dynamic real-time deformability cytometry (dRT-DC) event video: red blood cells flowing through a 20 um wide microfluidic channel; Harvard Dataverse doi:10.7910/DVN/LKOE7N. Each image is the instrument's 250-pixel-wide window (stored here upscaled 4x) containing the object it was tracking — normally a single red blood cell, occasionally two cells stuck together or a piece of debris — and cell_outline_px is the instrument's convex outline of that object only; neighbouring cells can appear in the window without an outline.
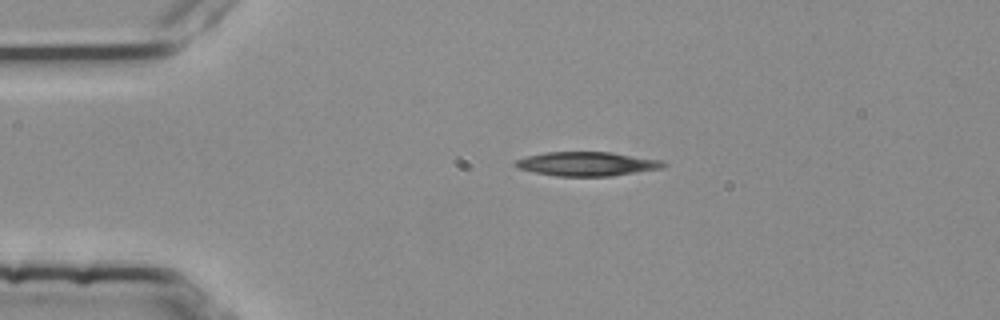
{"species": "common noctule bat (a hibernating species)", "species_latin": "Nyctalus noctula", "temperature_condition": "room temperature", "stored_images_in_passage": 1, "camera_frame_rate_fps": 3000, "um_per_image_px": 0.085, "animal": {"sex": "female", "body_mass_g": 25.1}, "frame": {"image": 1, "passage_image": 1, "time_ms": 0.0, "image_size_px": [1000, 320], "cell_outline_px": [[668, 164], [664, 168], [612, 176], [556, 176], [516, 168], [512, 164], [516, 160], [524, 156], [544, 152], [612, 152], [664, 160]], "centroid_in_image_um": [49.91, 13.92], "position_along_channel_um": 35.1, "area_um2": 21.1}}